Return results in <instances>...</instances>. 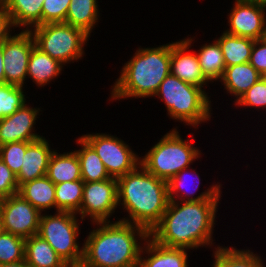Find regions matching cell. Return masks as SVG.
<instances>
[{
  "instance_id": "cell-1",
  "label": "cell",
  "mask_w": 266,
  "mask_h": 267,
  "mask_svg": "<svg viewBox=\"0 0 266 267\" xmlns=\"http://www.w3.org/2000/svg\"><path fill=\"white\" fill-rule=\"evenodd\" d=\"M219 200L169 201L160 222L149 237L170 248L211 247Z\"/></svg>"
},
{
  "instance_id": "cell-2",
  "label": "cell",
  "mask_w": 266,
  "mask_h": 267,
  "mask_svg": "<svg viewBox=\"0 0 266 267\" xmlns=\"http://www.w3.org/2000/svg\"><path fill=\"white\" fill-rule=\"evenodd\" d=\"M92 224H97L98 228L90 231L83 243V260L87 264L92 267H139L142 248L149 238L145 228L119 220Z\"/></svg>"
},
{
  "instance_id": "cell-3",
  "label": "cell",
  "mask_w": 266,
  "mask_h": 267,
  "mask_svg": "<svg viewBox=\"0 0 266 267\" xmlns=\"http://www.w3.org/2000/svg\"><path fill=\"white\" fill-rule=\"evenodd\" d=\"M117 183L118 206H123L129 214L119 221L141 226L150 233L169 204L167 182L139 164L133 171L118 178Z\"/></svg>"
},
{
  "instance_id": "cell-4",
  "label": "cell",
  "mask_w": 266,
  "mask_h": 267,
  "mask_svg": "<svg viewBox=\"0 0 266 267\" xmlns=\"http://www.w3.org/2000/svg\"><path fill=\"white\" fill-rule=\"evenodd\" d=\"M171 43L138 48L112 85L111 101L154 97L162 81L170 74Z\"/></svg>"
},
{
  "instance_id": "cell-5",
  "label": "cell",
  "mask_w": 266,
  "mask_h": 267,
  "mask_svg": "<svg viewBox=\"0 0 266 267\" xmlns=\"http://www.w3.org/2000/svg\"><path fill=\"white\" fill-rule=\"evenodd\" d=\"M204 89L169 74L154 95L162 99L168 117L197 128L211 118V100Z\"/></svg>"
},
{
  "instance_id": "cell-6",
  "label": "cell",
  "mask_w": 266,
  "mask_h": 267,
  "mask_svg": "<svg viewBox=\"0 0 266 267\" xmlns=\"http://www.w3.org/2000/svg\"><path fill=\"white\" fill-rule=\"evenodd\" d=\"M199 150L193 146L192 140H184L177 128H174L140 157V164L152 175L168 182L200 158L202 154Z\"/></svg>"
},
{
  "instance_id": "cell-7",
  "label": "cell",
  "mask_w": 266,
  "mask_h": 267,
  "mask_svg": "<svg viewBox=\"0 0 266 267\" xmlns=\"http://www.w3.org/2000/svg\"><path fill=\"white\" fill-rule=\"evenodd\" d=\"M33 28L29 31L35 46L61 64H69L84 56V46L90 36L83 30L66 23H48Z\"/></svg>"
},
{
  "instance_id": "cell-8",
  "label": "cell",
  "mask_w": 266,
  "mask_h": 267,
  "mask_svg": "<svg viewBox=\"0 0 266 267\" xmlns=\"http://www.w3.org/2000/svg\"><path fill=\"white\" fill-rule=\"evenodd\" d=\"M76 215L58 211L54 215L42 214L40 218L37 235L46 240L65 263L83 260V245L80 248L77 242L81 222Z\"/></svg>"
},
{
  "instance_id": "cell-9",
  "label": "cell",
  "mask_w": 266,
  "mask_h": 267,
  "mask_svg": "<svg viewBox=\"0 0 266 267\" xmlns=\"http://www.w3.org/2000/svg\"><path fill=\"white\" fill-rule=\"evenodd\" d=\"M81 137L96 151L111 178L118 179L140 164L137 153L116 136L92 133Z\"/></svg>"
},
{
  "instance_id": "cell-10",
  "label": "cell",
  "mask_w": 266,
  "mask_h": 267,
  "mask_svg": "<svg viewBox=\"0 0 266 267\" xmlns=\"http://www.w3.org/2000/svg\"><path fill=\"white\" fill-rule=\"evenodd\" d=\"M118 207L117 179L110 178L104 181L84 182L83 197L80 206L81 222L84 218L95 222H110Z\"/></svg>"
},
{
  "instance_id": "cell-11",
  "label": "cell",
  "mask_w": 266,
  "mask_h": 267,
  "mask_svg": "<svg viewBox=\"0 0 266 267\" xmlns=\"http://www.w3.org/2000/svg\"><path fill=\"white\" fill-rule=\"evenodd\" d=\"M41 215L18 193L0 200L3 230L24 239L38 234Z\"/></svg>"
},
{
  "instance_id": "cell-12",
  "label": "cell",
  "mask_w": 266,
  "mask_h": 267,
  "mask_svg": "<svg viewBox=\"0 0 266 267\" xmlns=\"http://www.w3.org/2000/svg\"><path fill=\"white\" fill-rule=\"evenodd\" d=\"M35 40L29 30L10 35L2 43L5 81L8 84L24 86L27 67Z\"/></svg>"
},
{
  "instance_id": "cell-13",
  "label": "cell",
  "mask_w": 266,
  "mask_h": 267,
  "mask_svg": "<svg viewBox=\"0 0 266 267\" xmlns=\"http://www.w3.org/2000/svg\"><path fill=\"white\" fill-rule=\"evenodd\" d=\"M228 14L229 29L226 33L248 37L254 40L262 39L266 31V7L259 4L241 3L235 1Z\"/></svg>"
},
{
  "instance_id": "cell-14",
  "label": "cell",
  "mask_w": 266,
  "mask_h": 267,
  "mask_svg": "<svg viewBox=\"0 0 266 267\" xmlns=\"http://www.w3.org/2000/svg\"><path fill=\"white\" fill-rule=\"evenodd\" d=\"M40 110L25 103L11 116L0 118V146L18 141L32 142L42 138L43 136L34 131Z\"/></svg>"
},
{
  "instance_id": "cell-15",
  "label": "cell",
  "mask_w": 266,
  "mask_h": 267,
  "mask_svg": "<svg viewBox=\"0 0 266 267\" xmlns=\"http://www.w3.org/2000/svg\"><path fill=\"white\" fill-rule=\"evenodd\" d=\"M192 38H184L171 43L170 73L180 80L204 88L209 82L203 75L201 66L195 52H188L191 48Z\"/></svg>"
},
{
  "instance_id": "cell-16",
  "label": "cell",
  "mask_w": 266,
  "mask_h": 267,
  "mask_svg": "<svg viewBox=\"0 0 266 267\" xmlns=\"http://www.w3.org/2000/svg\"><path fill=\"white\" fill-rule=\"evenodd\" d=\"M49 143L45 137H42L32 141L27 146L21 170L16 176L19 187L26 182L46 175L51 155L54 152Z\"/></svg>"
},
{
  "instance_id": "cell-17",
  "label": "cell",
  "mask_w": 266,
  "mask_h": 267,
  "mask_svg": "<svg viewBox=\"0 0 266 267\" xmlns=\"http://www.w3.org/2000/svg\"><path fill=\"white\" fill-rule=\"evenodd\" d=\"M189 170H193L190 168H185L179 173H177L174 177H172L168 182H167V188H168V196H169V201H202V200H219L221 197V184H212L210 188L206 189L204 192L199 193L198 196H195L194 193L199 189L200 186V176L196 172L193 171L188 172ZM197 178L196 184L194 180V184H196V187L192 185L191 181H189L190 176H194ZM190 175V176H189ZM189 176V177H188ZM195 178V179H196ZM190 182V184H188ZM189 185L193 186L195 189H190ZM188 186V187H187ZM189 188V189H188ZM181 192V194H180ZM179 193V194H178ZM184 196V197H183ZM195 196V197H193ZM176 197V198H175ZM178 199V200H177Z\"/></svg>"
},
{
  "instance_id": "cell-18",
  "label": "cell",
  "mask_w": 266,
  "mask_h": 267,
  "mask_svg": "<svg viewBox=\"0 0 266 267\" xmlns=\"http://www.w3.org/2000/svg\"><path fill=\"white\" fill-rule=\"evenodd\" d=\"M187 250L159 245L149 237L142 248L139 267H188ZM144 253L148 255L144 257Z\"/></svg>"
},
{
  "instance_id": "cell-19",
  "label": "cell",
  "mask_w": 266,
  "mask_h": 267,
  "mask_svg": "<svg viewBox=\"0 0 266 267\" xmlns=\"http://www.w3.org/2000/svg\"><path fill=\"white\" fill-rule=\"evenodd\" d=\"M44 0H2L13 28L30 30L42 25V6ZM25 27V29H24Z\"/></svg>"
},
{
  "instance_id": "cell-20",
  "label": "cell",
  "mask_w": 266,
  "mask_h": 267,
  "mask_svg": "<svg viewBox=\"0 0 266 267\" xmlns=\"http://www.w3.org/2000/svg\"><path fill=\"white\" fill-rule=\"evenodd\" d=\"M263 76L249 63L236 64L225 67L224 73L219 80L224 89L231 96H235L236 102L248 89H250Z\"/></svg>"
},
{
  "instance_id": "cell-21",
  "label": "cell",
  "mask_w": 266,
  "mask_h": 267,
  "mask_svg": "<svg viewBox=\"0 0 266 267\" xmlns=\"http://www.w3.org/2000/svg\"><path fill=\"white\" fill-rule=\"evenodd\" d=\"M18 194L41 213L56 208L55 184L46 175L22 184Z\"/></svg>"
},
{
  "instance_id": "cell-22",
  "label": "cell",
  "mask_w": 266,
  "mask_h": 267,
  "mask_svg": "<svg viewBox=\"0 0 266 267\" xmlns=\"http://www.w3.org/2000/svg\"><path fill=\"white\" fill-rule=\"evenodd\" d=\"M58 60L42 52L36 46L33 47L27 67V78H32L38 87L50 84L54 78L59 77L64 68Z\"/></svg>"
},
{
  "instance_id": "cell-23",
  "label": "cell",
  "mask_w": 266,
  "mask_h": 267,
  "mask_svg": "<svg viewBox=\"0 0 266 267\" xmlns=\"http://www.w3.org/2000/svg\"><path fill=\"white\" fill-rule=\"evenodd\" d=\"M24 260L29 267H64V260L39 235L25 239Z\"/></svg>"
},
{
  "instance_id": "cell-24",
  "label": "cell",
  "mask_w": 266,
  "mask_h": 267,
  "mask_svg": "<svg viewBox=\"0 0 266 267\" xmlns=\"http://www.w3.org/2000/svg\"><path fill=\"white\" fill-rule=\"evenodd\" d=\"M54 150L51 155L46 176L54 183L82 180L80 162L75 151L59 154Z\"/></svg>"
},
{
  "instance_id": "cell-25",
  "label": "cell",
  "mask_w": 266,
  "mask_h": 267,
  "mask_svg": "<svg viewBox=\"0 0 266 267\" xmlns=\"http://www.w3.org/2000/svg\"><path fill=\"white\" fill-rule=\"evenodd\" d=\"M98 3V0H71L64 23L79 28L90 36L96 23L99 22Z\"/></svg>"
},
{
  "instance_id": "cell-26",
  "label": "cell",
  "mask_w": 266,
  "mask_h": 267,
  "mask_svg": "<svg viewBox=\"0 0 266 267\" xmlns=\"http://www.w3.org/2000/svg\"><path fill=\"white\" fill-rule=\"evenodd\" d=\"M81 149L75 150L81 169V177L84 182H96L110 179L105 165L97 155L96 151L82 138L76 140Z\"/></svg>"
},
{
  "instance_id": "cell-27",
  "label": "cell",
  "mask_w": 266,
  "mask_h": 267,
  "mask_svg": "<svg viewBox=\"0 0 266 267\" xmlns=\"http://www.w3.org/2000/svg\"><path fill=\"white\" fill-rule=\"evenodd\" d=\"M214 263L212 267H265L261 256L252 250H239L235 247H214Z\"/></svg>"
},
{
  "instance_id": "cell-28",
  "label": "cell",
  "mask_w": 266,
  "mask_h": 267,
  "mask_svg": "<svg viewBox=\"0 0 266 267\" xmlns=\"http://www.w3.org/2000/svg\"><path fill=\"white\" fill-rule=\"evenodd\" d=\"M216 40L221 46L226 67L249 62L254 39L231 35L223 31Z\"/></svg>"
},
{
  "instance_id": "cell-29",
  "label": "cell",
  "mask_w": 266,
  "mask_h": 267,
  "mask_svg": "<svg viewBox=\"0 0 266 267\" xmlns=\"http://www.w3.org/2000/svg\"><path fill=\"white\" fill-rule=\"evenodd\" d=\"M197 57L203 75L209 82L219 81L225 70V61L221 46L217 40L200 47Z\"/></svg>"
},
{
  "instance_id": "cell-30",
  "label": "cell",
  "mask_w": 266,
  "mask_h": 267,
  "mask_svg": "<svg viewBox=\"0 0 266 267\" xmlns=\"http://www.w3.org/2000/svg\"><path fill=\"white\" fill-rule=\"evenodd\" d=\"M84 181L76 180L55 184L56 212H72L80 215Z\"/></svg>"
},
{
  "instance_id": "cell-31",
  "label": "cell",
  "mask_w": 266,
  "mask_h": 267,
  "mask_svg": "<svg viewBox=\"0 0 266 267\" xmlns=\"http://www.w3.org/2000/svg\"><path fill=\"white\" fill-rule=\"evenodd\" d=\"M25 239L3 231L0 234V265L24 260Z\"/></svg>"
},
{
  "instance_id": "cell-32",
  "label": "cell",
  "mask_w": 266,
  "mask_h": 267,
  "mask_svg": "<svg viewBox=\"0 0 266 267\" xmlns=\"http://www.w3.org/2000/svg\"><path fill=\"white\" fill-rule=\"evenodd\" d=\"M23 89L8 83L0 85V118L11 116L26 103Z\"/></svg>"
},
{
  "instance_id": "cell-33",
  "label": "cell",
  "mask_w": 266,
  "mask_h": 267,
  "mask_svg": "<svg viewBox=\"0 0 266 267\" xmlns=\"http://www.w3.org/2000/svg\"><path fill=\"white\" fill-rule=\"evenodd\" d=\"M31 142L18 141L0 146V158L17 176L21 170L22 161L27 146Z\"/></svg>"
},
{
  "instance_id": "cell-34",
  "label": "cell",
  "mask_w": 266,
  "mask_h": 267,
  "mask_svg": "<svg viewBox=\"0 0 266 267\" xmlns=\"http://www.w3.org/2000/svg\"><path fill=\"white\" fill-rule=\"evenodd\" d=\"M236 106L263 108L266 110V77L260 78L235 103Z\"/></svg>"
},
{
  "instance_id": "cell-35",
  "label": "cell",
  "mask_w": 266,
  "mask_h": 267,
  "mask_svg": "<svg viewBox=\"0 0 266 267\" xmlns=\"http://www.w3.org/2000/svg\"><path fill=\"white\" fill-rule=\"evenodd\" d=\"M71 0H44L42 6V25L64 23Z\"/></svg>"
},
{
  "instance_id": "cell-36",
  "label": "cell",
  "mask_w": 266,
  "mask_h": 267,
  "mask_svg": "<svg viewBox=\"0 0 266 267\" xmlns=\"http://www.w3.org/2000/svg\"><path fill=\"white\" fill-rule=\"evenodd\" d=\"M19 185L16 175L0 158V199L17 194Z\"/></svg>"
},
{
  "instance_id": "cell-37",
  "label": "cell",
  "mask_w": 266,
  "mask_h": 267,
  "mask_svg": "<svg viewBox=\"0 0 266 267\" xmlns=\"http://www.w3.org/2000/svg\"><path fill=\"white\" fill-rule=\"evenodd\" d=\"M249 63L263 76L266 77V39L254 40Z\"/></svg>"
},
{
  "instance_id": "cell-38",
  "label": "cell",
  "mask_w": 266,
  "mask_h": 267,
  "mask_svg": "<svg viewBox=\"0 0 266 267\" xmlns=\"http://www.w3.org/2000/svg\"><path fill=\"white\" fill-rule=\"evenodd\" d=\"M12 28L13 26L11 24L9 15L2 5L0 6V44H2L12 34Z\"/></svg>"
},
{
  "instance_id": "cell-39",
  "label": "cell",
  "mask_w": 266,
  "mask_h": 267,
  "mask_svg": "<svg viewBox=\"0 0 266 267\" xmlns=\"http://www.w3.org/2000/svg\"><path fill=\"white\" fill-rule=\"evenodd\" d=\"M6 84L3 64L2 44H0V85Z\"/></svg>"
},
{
  "instance_id": "cell-40",
  "label": "cell",
  "mask_w": 266,
  "mask_h": 267,
  "mask_svg": "<svg viewBox=\"0 0 266 267\" xmlns=\"http://www.w3.org/2000/svg\"><path fill=\"white\" fill-rule=\"evenodd\" d=\"M64 267H92V266L87 264L84 260H81L77 262H67L65 263Z\"/></svg>"
},
{
  "instance_id": "cell-41",
  "label": "cell",
  "mask_w": 266,
  "mask_h": 267,
  "mask_svg": "<svg viewBox=\"0 0 266 267\" xmlns=\"http://www.w3.org/2000/svg\"><path fill=\"white\" fill-rule=\"evenodd\" d=\"M0 267H29V266L27 265L26 261L23 260V261H18L14 263L3 264V265H0Z\"/></svg>"
},
{
  "instance_id": "cell-42",
  "label": "cell",
  "mask_w": 266,
  "mask_h": 267,
  "mask_svg": "<svg viewBox=\"0 0 266 267\" xmlns=\"http://www.w3.org/2000/svg\"><path fill=\"white\" fill-rule=\"evenodd\" d=\"M241 3L259 4L266 7V0H235Z\"/></svg>"
},
{
  "instance_id": "cell-43",
  "label": "cell",
  "mask_w": 266,
  "mask_h": 267,
  "mask_svg": "<svg viewBox=\"0 0 266 267\" xmlns=\"http://www.w3.org/2000/svg\"><path fill=\"white\" fill-rule=\"evenodd\" d=\"M3 224H2V219H1V216H0V234L3 232Z\"/></svg>"
}]
</instances>
